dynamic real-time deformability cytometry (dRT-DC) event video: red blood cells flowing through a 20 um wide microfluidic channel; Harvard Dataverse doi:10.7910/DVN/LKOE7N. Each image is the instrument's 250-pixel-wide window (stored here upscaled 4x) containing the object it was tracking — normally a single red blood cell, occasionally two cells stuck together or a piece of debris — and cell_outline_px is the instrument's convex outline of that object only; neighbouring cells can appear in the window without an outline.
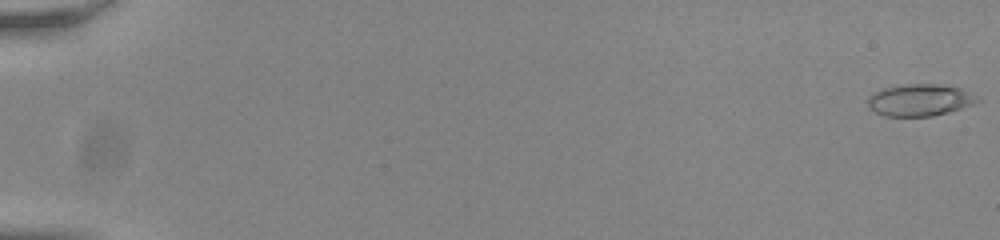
{"species": "common noctule bat (a hibernating species)", "species_latin": "Nyctalus noctula", "temperature_condition": "room temperature", "stored_images_in_passage": 56, "camera_frame_rate_fps": 3000, "um_per_image_px": 0.085, "animal": {"sex": "male", "body_mass_g": 20.0, "forearm_length_mm": 53.3}, "frame": {"image": 1, "passage_image": 1, "time_ms": 0.0, "image_size_px": [1000, 240], "cell_outline_px": [[980, 100], [976, 104], [948, 112], [932, 116], [884, 116], [876, 112], [868, 104], [868, 100], [876, 92], [884, 88], [908, 84], [936, 84], [964, 88]], "centroid_in_image_um": [78.25, 8.51], "position_along_channel_um": 6.8, "area_um2": 20.11}}
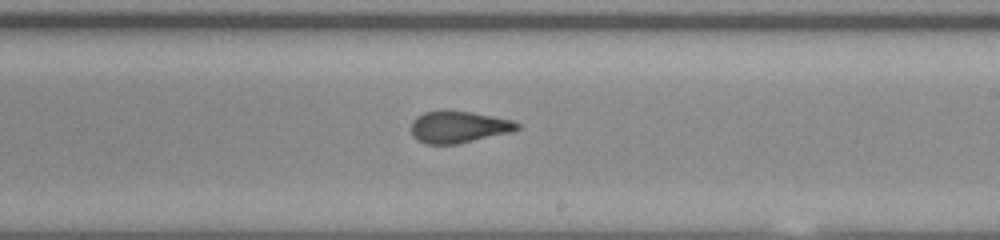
{"frame": {"image": 2, "passage_image": 35, "time_ms": 11.333, "image_size_px": [1000, 240], "cell_outline_px": [[520, 128], [512, 132], [456, 144], [424, 144], [416, 140], [412, 136], [412, 120], [416, 116], [424, 112], [440, 108], [448, 108], [472, 112], [512, 120], [520, 124]], "centroid_in_image_um": [38.94, 10.76], "position_along_channel_um": 250.1, "area_um2": 20.23}}
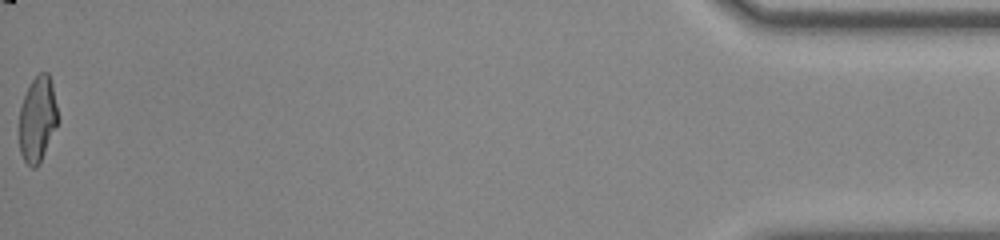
{"frame": {"image": 3, "passage_image": 56, "time_ms": 18.333, "image_size_px": [1000, 240], "cell_outline_px": [[56, 124], [40, 164], [36, 168], [32, 168], [24, 160], [20, 152], [20, 108], [24, 96], [32, 80], [40, 72], [48, 72], [52, 84], [56, 104]], "centroid_in_image_um": [3.17, 10.14], "position_along_channel_um": 432.0, "area_um2": 18.73}, "authors_computed_cell_mechanics": {"area_um2": 20.0566, "velocity_mm_per_s": 3.8409, "shape_relaxation_time_tau1_ms": null, "shape_relaxation_time_tau2_ms": 1.3708, "deformation_change_tau1": null, "deformation_change_tau2": 0.084}}